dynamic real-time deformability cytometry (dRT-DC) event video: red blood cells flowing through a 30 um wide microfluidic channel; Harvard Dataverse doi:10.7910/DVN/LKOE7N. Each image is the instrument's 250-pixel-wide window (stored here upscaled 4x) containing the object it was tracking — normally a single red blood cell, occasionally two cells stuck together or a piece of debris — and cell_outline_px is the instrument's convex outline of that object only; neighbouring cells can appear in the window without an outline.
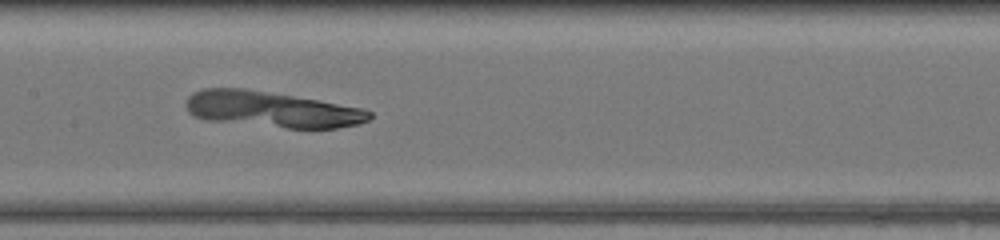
{"species": "common noctule bat (a hibernating species)", "species_latin": "Nyctalus noctula", "temperature_condition": "warm", "stored_images_in_passage": 50, "camera_frame_rate_fps": 3000, "um_per_image_px": 0.085, "animal": {"sex": "female", "body_mass_g": 17.0, "forearm_length_mm": 48.0}, "frame": {"image": 1, "passage_image": 27, "time_ms": 8.667, "image_size_px": [1000, 240], "cell_outline_px": [[372, 116], [368, 120], [356, 124], [336, 128], [288, 128], [208, 120], [192, 116], [188, 112], [188, 96], [192, 92], [204, 88], [244, 88], [316, 100], [360, 108], [372, 112]], "centroid_in_image_um": [23.06, 9.3], "position_along_channel_um": 184.3, "area_um2": 37.74}}
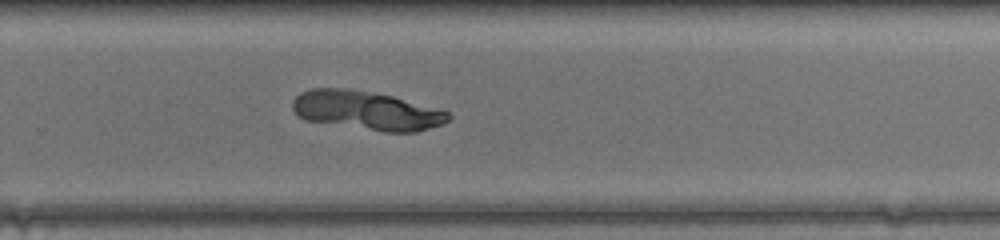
{"frame": {"image": 2, "passage_image": 35, "time_ms": 11.333, "image_size_px": [1000, 240], "cell_outline_px": [[452, 116], [448, 120], [440, 124], [416, 132], [384, 132], [304, 120], [296, 116], [292, 108], [292, 100], [300, 92], [312, 88], [348, 88], [392, 96], [448, 112]], "centroid_in_image_um": [31.07, 9.4], "position_along_channel_um": 298.7, "area_um2": 35.2}}
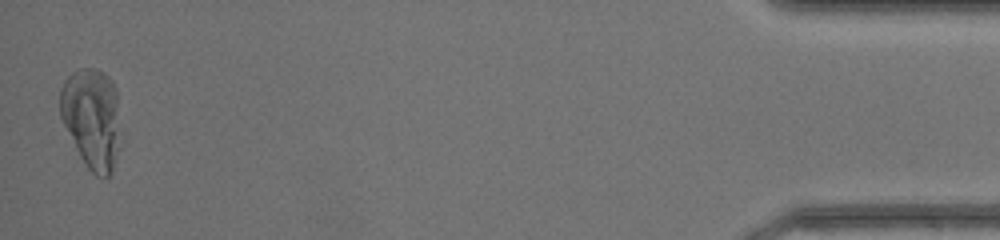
{"frame": {"image": 3, "passage_image": 50, "time_ms": 16.333, "image_size_px": [1000, 240], "cell_outline_px": [[116, 104], [112, 172], [108, 176], [96, 176], [84, 164], [60, 116], [60, 88], [64, 80], [72, 72], [80, 68], [96, 68], [104, 72], [112, 80], [116, 88]], "centroid_in_image_um": [7.7, 9.94], "position_along_channel_um": 427.5, "area_um2": 33.7}}